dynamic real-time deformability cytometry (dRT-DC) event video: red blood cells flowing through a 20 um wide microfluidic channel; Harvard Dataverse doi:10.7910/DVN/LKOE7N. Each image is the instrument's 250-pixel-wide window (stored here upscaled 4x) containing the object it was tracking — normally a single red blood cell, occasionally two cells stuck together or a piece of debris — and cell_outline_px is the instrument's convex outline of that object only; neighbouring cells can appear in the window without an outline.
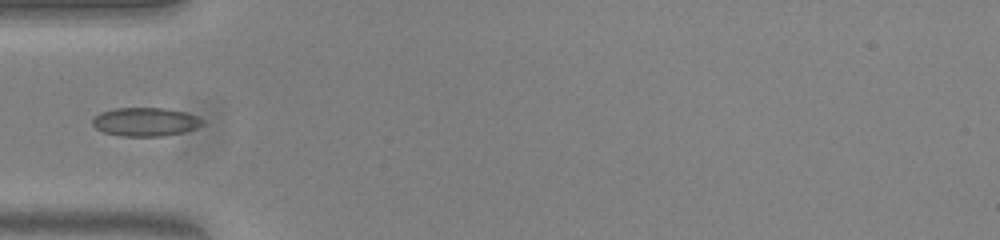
{"species": "common noctule bat (a hibernating species)", "species_latin": "Nyctalus noctula", "temperature_condition": "warm", "stored_images_in_passage": 37, "camera_frame_rate_fps": 3000, "um_per_image_px": 0.085, "animal": {"sex": "female", "body_mass_g": 23.0, "forearm_length_mm": 53.4}, "frame": {"image": 1, "passage_image": 1, "time_ms": 0.0, "image_size_px": [1000, 240], "cell_outline_px": [[204, 124], [196, 128], [180, 132], [160, 136], [120, 136], [104, 132], [96, 128], [92, 124], [92, 120], [100, 112], [116, 108], [164, 108], [184, 112], [196, 116], [204, 120]], "centroid_in_image_um": [12.34, 10.35], "position_along_channel_um": 72.7, "area_um2": 18.15}}
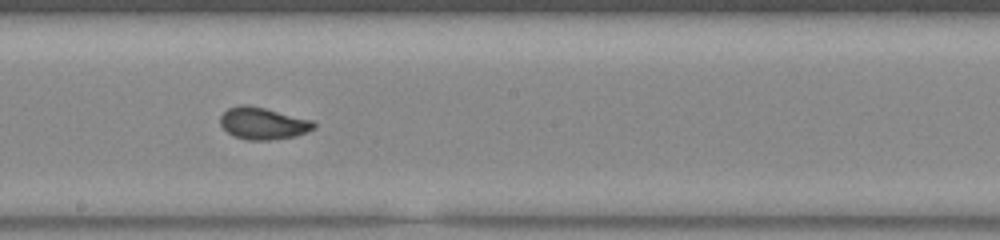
{"frame": {"image": 2, "passage_image": 13, "time_ms": 4.0, "image_size_px": [1000, 240], "cell_outline_px": [[316, 128], [296, 136], [268, 140], [248, 140], [232, 136], [220, 124], [220, 116], [228, 108], [240, 104], [248, 104], [312, 120], [316, 124]], "centroid_in_image_um": [22.34, 10.48], "position_along_channel_um": 225.9, "area_um2": 17.46}}
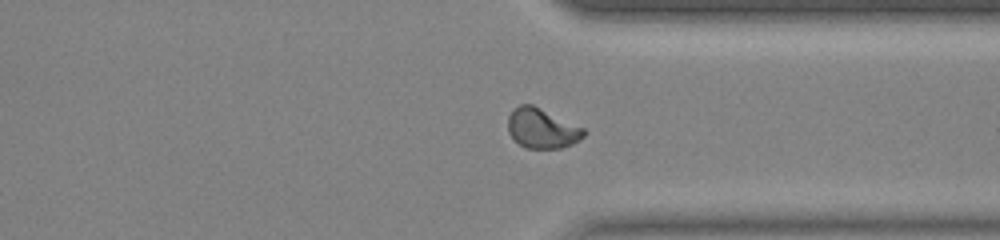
{"frame": {"image": 3, "passage_image": 24, "time_ms": 7.667, "image_size_px": [1000, 240], "cell_outline_px": [[588, 132], [584, 136], [572, 144], [560, 148], [524, 148], [508, 132], [508, 116], [520, 104], [532, 104], [584, 128]], "centroid_in_image_um": [46.08, 10.91], "position_along_channel_um": 365.3, "area_um2": 17.46}}